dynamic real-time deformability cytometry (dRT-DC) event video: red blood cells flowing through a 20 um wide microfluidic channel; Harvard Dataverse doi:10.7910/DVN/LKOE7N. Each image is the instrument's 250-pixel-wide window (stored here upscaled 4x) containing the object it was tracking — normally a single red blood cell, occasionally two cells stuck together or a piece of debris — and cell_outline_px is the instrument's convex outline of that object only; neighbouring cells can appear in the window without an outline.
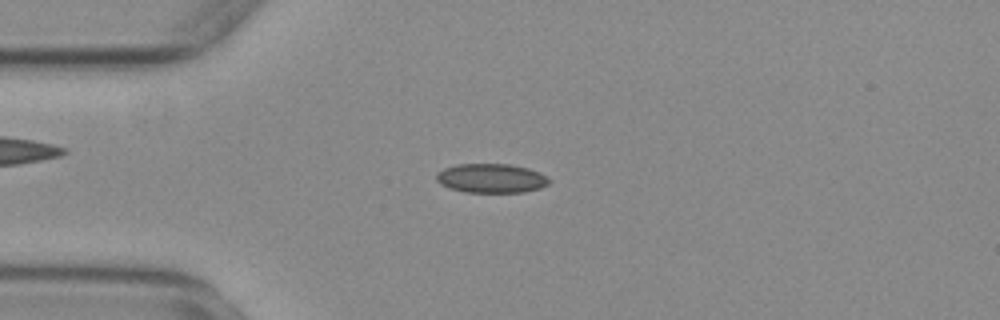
{"species": "common noctule bat (a hibernating species)", "species_latin": "Nyctalus noctula", "temperature_condition": "warm", "stored_images_in_passage": 43, "camera_frame_rate_fps": 3000, "um_per_image_px": 0.085, "animal": {"sex": "female", "body_mass_g": 29.2, "forearm_length_mm": 56.3}, "frame": {"image": 1, "passage_image": 2, "time_ms": 0.333, "image_size_px": [1000, 320], "cell_outline_px": [[552, 180], [548, 184], [540, 188], [524, 192], [468, 192], [452, 188], [440, 184], [436, 180], [436, 172], [444, 168], [456, 164], [508, 164], [528, 168], [540, 172], [548, 176]], "centroid_in_image_um": [41.78, 15.14], "position_along_channel_um": 43.2, "area_um2": 19.25}}
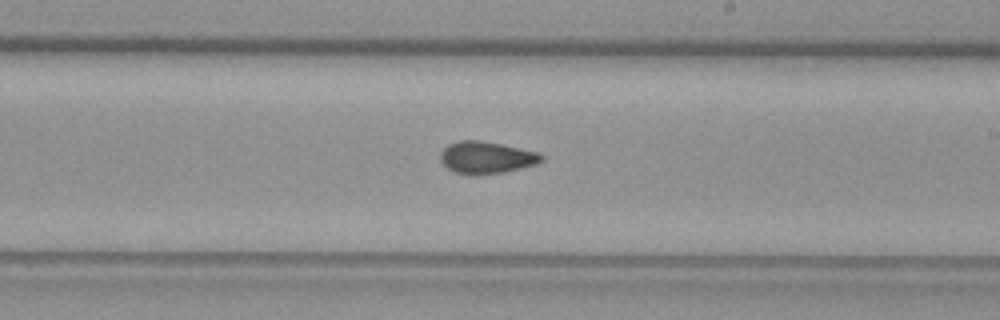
{"frame": {"image": 2, "passage_image": 20, "time_ms": 6.333, "image_size_px": [1000, 320], "cell_outline_px": [[544, 160], [536, 164], [504, 172], [476, 176], [456, 172], [448, 168], [440, 160], [440, 152], [448, 144], [460, 140], [480, 140], [540, 152], [544, 156]], "centroid_in_image_um": [41.35, 13.39], "position_along_channel_um": 247.6, "area_um2": 19.02}}
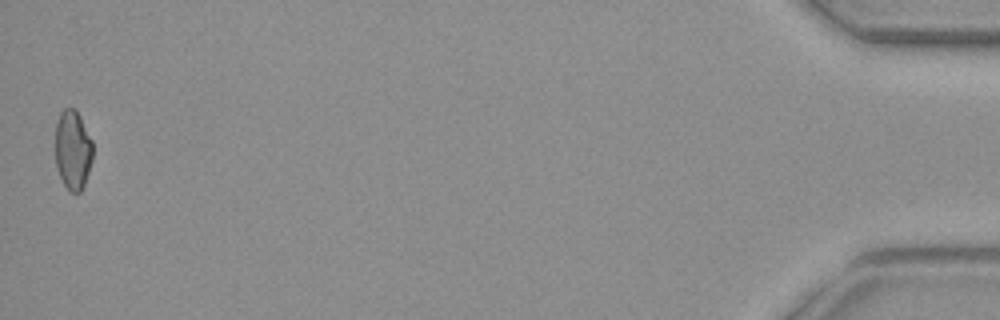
{"frame": {"image": 3, "passage_image": 43, "time_ms": 14.0, "image_size_px": [1000, 320], "cell_outline_px": [[92, 160], [84, 184], [80, 192], [68, 192], [60, 176], [56, 164], [56, 120], [60, 112], [64, 108], [76, 108], [92, 140]], "centroid_in_image_um": [6.18, 12.71], "position_along_channel_um": 429.0, "area_um2": 17.34}, "authors_computed_cell_mechanics": {"area_um2": 18.3804, "velocity_mm_per_s": 3.7166, "shape_relaxation_time_tau1_ms": null, "shape_relaxation_time_tau2_ms": 2.4439, "deformation_change_tau1": null, "deformation_change_tau2": 0.0843}}